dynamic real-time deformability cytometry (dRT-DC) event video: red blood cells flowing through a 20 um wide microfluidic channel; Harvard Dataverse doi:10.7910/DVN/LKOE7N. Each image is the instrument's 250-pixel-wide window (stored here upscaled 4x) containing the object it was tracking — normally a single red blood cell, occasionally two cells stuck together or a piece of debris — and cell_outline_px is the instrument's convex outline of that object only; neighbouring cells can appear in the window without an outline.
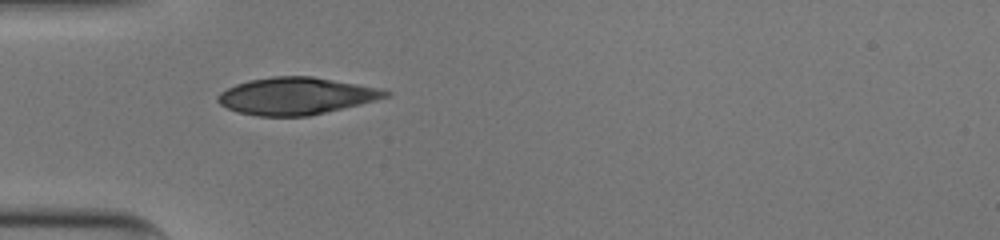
{"species": "human", "species_latin": "Homo sapiens", "temperature_condition": "cold", "stored_images_in_passage": 36, "camera_frame_rate_fps": 3000, "um_per_image_px": 0.085, "donor": {"sex": "male"}, "frame": {"image": 1, "passage_image": 1, "time_ms": 0.0, "image_size_px": [1000, 240], "cell_outline_px": [[392, 92], [388, 96], [376, 100], [360, 104], [308, 116], [256, 116], [240, 112], [228, 108], [220, 104], [216, 100], [216, 96], [220, 92], [236, 84], [248, 80], [272, 76], [312, 76], [384, 88]], "centroid_in_image_um": [25.19, 8.15], "position_along_channel_um": 59.8, "area_um2": 36.36}}
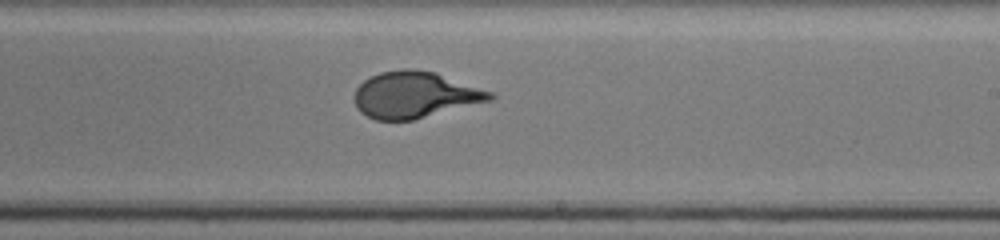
{"frame": {"image": 2, "passage_image": 16, "time_ms": 5.0, "image_size_px": [1000, 240], "cell_outline_px": [[496, 96], [492, 100], [412, 120], [376, 120], [360, 112], [356, 108], [352, 96], [356, 88], [364, 80], [380, 72], [404, 68], [412, 68], [436, 72], [492, 92]], "centroid_in_image_um": [35.23, 8.05], "position_along_channel_um": 253.8, "area_um2": 36.76}}
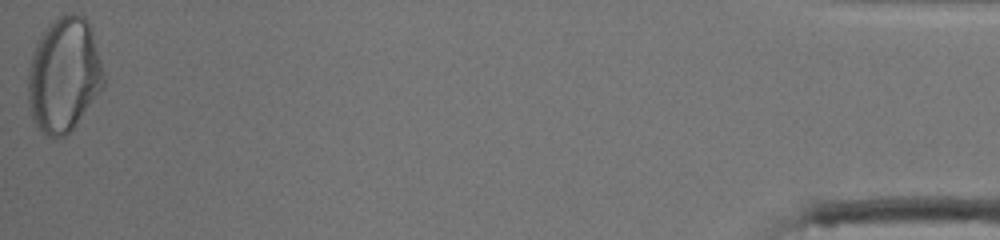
{"frame": {"image": 3, "passage_image": 36, "time_ms": 11.667, "image_size_px": [1000, 240], "cell_outline_px": [[108, 80], [100, 92], [76, 124], [64, 136], [48, 136], [36, 128], [32, 120], [28, 104], [28, 68], [32, 52], [36, 44], [48, 24], [52, 20], [60, 16], [72, 12], [84, 16], [88, 20], [108, 76]], "centroid_in_image_um": [5.46, 6.35], "position_along_channel_um": 429.7, "area_um2": 51.33}, "authors_computed_cell_mechanics": {"area_um2": 36.5874, "velocity_mm_per_s": 3.9825, "shape_relaxation_time_tau1_ms": 4.9976, "shape_relaxation_time_tau2_ms": null, "deformation_change_tau1": 0.1994, "deformation_change_tau2": null}}